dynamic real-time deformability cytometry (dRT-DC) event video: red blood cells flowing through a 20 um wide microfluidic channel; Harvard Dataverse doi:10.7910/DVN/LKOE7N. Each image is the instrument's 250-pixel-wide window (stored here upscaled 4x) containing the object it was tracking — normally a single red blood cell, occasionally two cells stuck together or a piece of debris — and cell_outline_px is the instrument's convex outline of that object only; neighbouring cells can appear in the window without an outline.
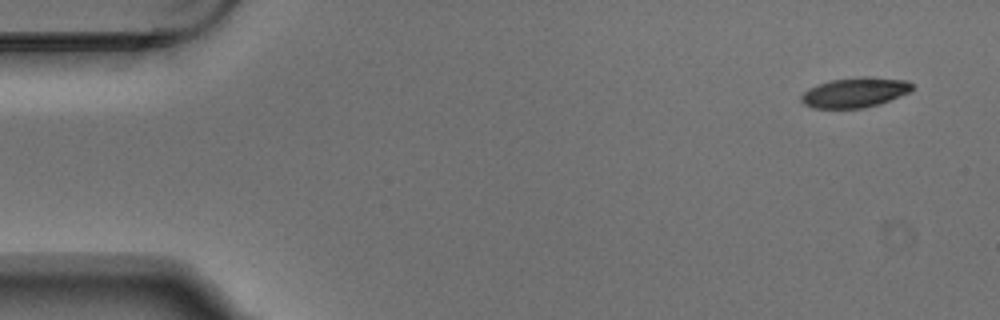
{"species": "Egyptian fruit bat (a non-hibernating species)", "species_latin": "Rousettus aegyptiacus", "temperature_condition": "warm", "stored_images_in_passage": 4, "camera_frame_rate_fps": 3000, "um_per_image_px": 0.085, "animal": {"sex": "male"}, "frame": {"image": 1, "passage_image": 1, "time_ms": 0.0, "image_size_px": [1000, 320], "cell_outline_px": [[912, 88], [908, 92], [880, 104], [864, 108], [812, 108], [804, 104], [800, 100], [800, 96], [808, 88], [832, 80], [864, 76], [868, 76], [908, 80], [912, 84]], "centroid_in_image_um": [72.65, 7.86], "position_along_channel_um": 12.3, "area_um2": 19.31}}
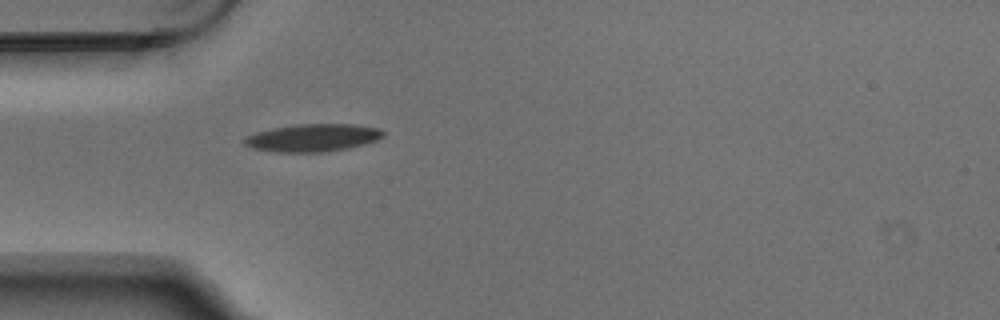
{"frame": {"image": 2, "passage_image": 4, "time_ms": 1.0, "image_size_px": [1000, 320], "cell_outline_px": [[384, 136], [376, 140], [364, 144], [348, 148], [320, 152], [272, 152], [252, 148], [244, 144], [244, 140], [248, 136], [256, 132], [296, 124], [352, 124], [380, 128], [384, 132]], "centroid_in_image_um": [26.6, 11.71], "position_along_channel_um": 58.4, "area_um2": 22.2}}